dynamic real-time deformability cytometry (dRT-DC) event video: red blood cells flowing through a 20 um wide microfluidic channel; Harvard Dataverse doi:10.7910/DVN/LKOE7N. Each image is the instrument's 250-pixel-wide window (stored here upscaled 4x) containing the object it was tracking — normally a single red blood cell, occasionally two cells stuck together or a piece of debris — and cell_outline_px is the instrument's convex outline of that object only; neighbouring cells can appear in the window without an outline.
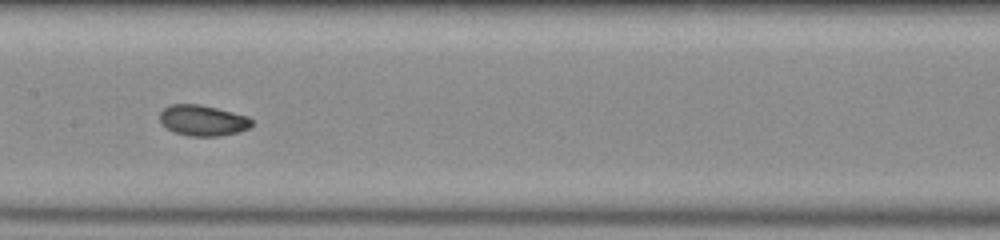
{"species": "common noctule bat (a hibernating species)", "species_latin": "Nyctalus noctula", "temperature_condition": "room temperature", "stored_images_in_passage": 21, "camera_frame_rate_fps": 3000, "um_per_image_px": 0.085, "animal": {"sex": "male", "body_mass_g": 20.0, "forearm_length_mm": 53.3}, "frame": {"image": 1, "passage_image": 15, "time_ms": 4.667, "image_size_px": [1000, 240], "cell_outline_px": [[252, 124], [248, 128], [236, 132], [220, 136], [188, 136], [176, 132], [168, 128], [160, 120], [160, 112], [164, 108], [172, 104], [200, 104], [248, 116], [252, 120]], "centroid_in_image_um": [17.24, 10.23], "position_along_channel_um": 190.2, "area_um2": 16.24}}
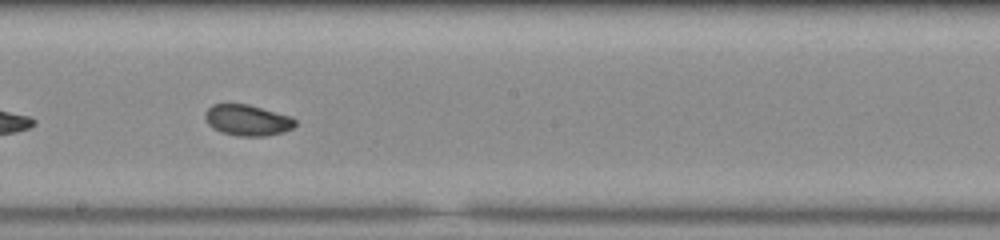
{"frame": {"image": 2, "passage_image": 18, "time_ms": 5.667, "image_size_px": [1000, 240], "cell_outline_px": [[296, 124], [292, 128], [284, 132], [264, 136], [236, 136], [220, 132], [208, 124], [204, 116], [204, 112], [212, 104], [248, 104], [292, 116], [296, 120]], "centroid_in_image_um": [21.03, 10.21], "position_along_channel_um": 227.2, "area_um2": 16.42}}